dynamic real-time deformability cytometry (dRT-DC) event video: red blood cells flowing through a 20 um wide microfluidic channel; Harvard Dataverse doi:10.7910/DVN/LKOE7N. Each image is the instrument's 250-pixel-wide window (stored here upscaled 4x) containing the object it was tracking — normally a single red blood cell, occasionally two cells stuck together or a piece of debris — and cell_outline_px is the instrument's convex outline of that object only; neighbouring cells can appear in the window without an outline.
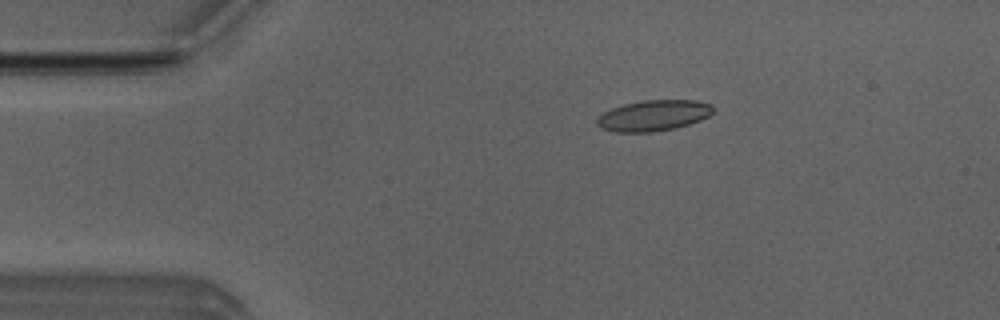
{"species": "Egyptian fruit bat (a non-hibernating species)", "species_latin": "Rousettus aegyptiacus", "temperature_condition": "room temperature", "stored_images_in_passage": 6, "camera_frame_rate_fps": 3000, "um_per_image_px": 0.085, "animal": {"sex": "male"}, "frame": {"image": 1, "passage_image": 3, "time_ms": 0.667, "image_size_px": [1000, 320], "cell_outline_px": [[712, 112], [708, 116], [700, 120], [676, 128], [652, 132], [616, 132], [600, 128], [596, 124], [596, 120], [604, 112], [612, 108], [624, 104], [644, 100], [696, 100], [712, 104]], "centroid_in_image_um": [55.54, 9.82], "position_along_channel_um": 29.5, "area_um2": 20.81}}